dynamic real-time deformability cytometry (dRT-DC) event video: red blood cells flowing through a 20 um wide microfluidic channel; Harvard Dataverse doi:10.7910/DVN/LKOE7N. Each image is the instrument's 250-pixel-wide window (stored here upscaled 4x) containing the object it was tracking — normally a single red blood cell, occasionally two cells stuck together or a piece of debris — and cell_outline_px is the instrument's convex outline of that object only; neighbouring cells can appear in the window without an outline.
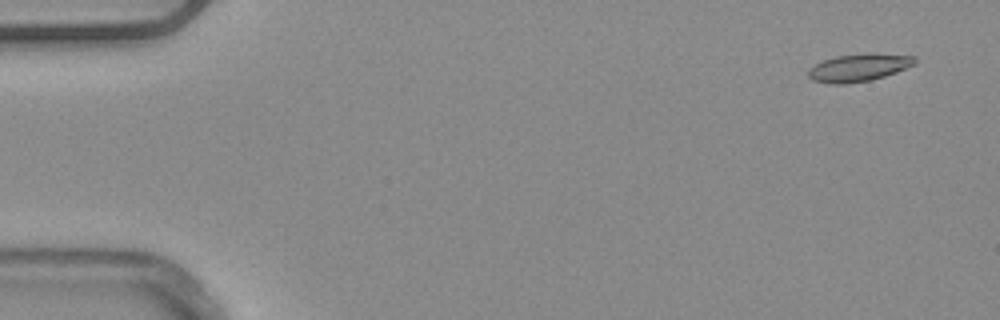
{"species": "common noctule bat (a hibernating species)", "species_latin": "Nyctalus noctula", "temperature_condition": "warm", "stored_images_in_passage": 52, "camera_frame_rate_fps": 3000, "um_per_image_px": 0.085, "animal": {"sex": "male", "body_mass_g": 20.4}, "frame": {"image": 1, "passage_image": 3, "time_ms": 0.667, "image_size_px": [1000, 320], "cell_outline_px": [[916, 64], [896, 72], [872, 80], [844, 84], [828, 84], [812, 80], [808, 76], [808, 68], [824, 60], [836, 56], [916, 56]], "centroid_in_image_um": [72.91, 5.82], "position_along_channel_um": 12.1, "area_um2": 16.24}}
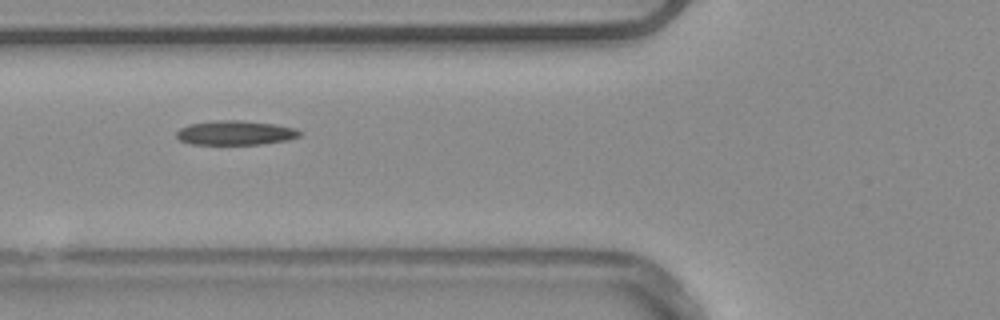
{"frame": {"image": 2, "passage_image": 20, "time_ms": 6.333, "image_size_px": [1000, 320], "cell_outline_px": [[304, 132], [300, 136], [288, 140], [260, 144], [192, 144], [180, 140], [176, 136], [176, 132], [180, 128], [188, 124], [216, 120], [240, 120], [276, 124], [296, 128]], "centroid_in_image_um": [20.04, 11.28], "position_along_channel_um": 105.8, "area_um2": 17.63}}
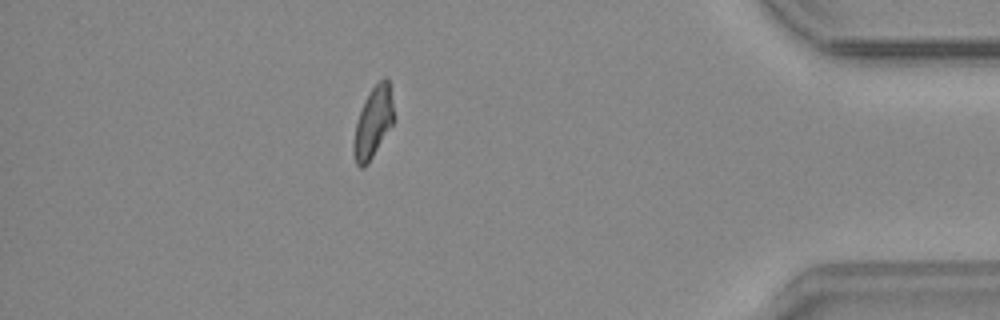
{"frame": {"image": 3, "passage_image": 46, "time_ms": 15.0, "image_size_px": [1000, 320], "cell_outline_px": [[392, 124], [368, 164], [364, 168], [360, 168], [356, 164], [352, 152], [352, 148], [356, 124], [364, 100], [372, 88], [384, 76], [388, 76], [392, 104]], "centroid_in_image_um": [31.68, 10.43], "position_along_channel_um": 403.5, "area_um2": 16.24}, "authors_computed_cell_mechanics": {"area_um2": 17.0221, "velocity_mm_per_s": 3.9165, "shape_relaxation_time_tau1_ms": null, "shape_relaxation_time_tau2_ms": 7.8811, "deformation_change_tau1": null, "deformation_change_tau2": 0.1543}}